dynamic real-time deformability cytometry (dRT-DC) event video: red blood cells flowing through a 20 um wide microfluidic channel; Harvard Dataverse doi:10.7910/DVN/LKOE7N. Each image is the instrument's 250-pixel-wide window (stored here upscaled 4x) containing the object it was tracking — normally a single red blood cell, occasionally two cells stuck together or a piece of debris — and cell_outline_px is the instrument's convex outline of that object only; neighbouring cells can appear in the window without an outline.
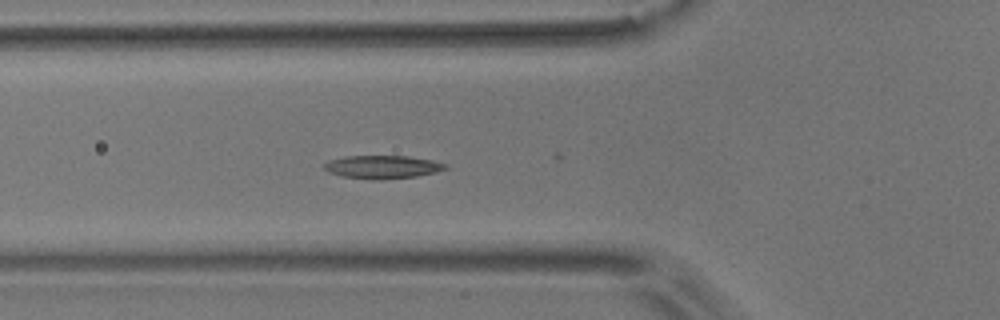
{"species": "common noctule bat (a hibernating species)", "species_latin": "Nyctalus noctula", "temperature_condition": "room temperature", "stored_images_in_passage": 22, "camera_frame_rate_fps": 3000, "um_per_image_px": 0.085, "animal": {"sex": "male", "body_mass_g": 17.9}, "frame": {"image": 1, "passage_image": 2, "time_ms": 0.333, "image_size_px": [1000, 320], "cell_outline_px": [[448, 168], [436, 172], [416, 176], [380, 180], [376, 180], [344, 176], [328, 172], [324, 168], [324, 164], [328, 160], [344, 156], [408, 156], [432, 160], [448, 164]], "centroid_in_image_um": [32.52, 14.18], "position_along_channel_um": 93.3, "area_um2": 16.36}}
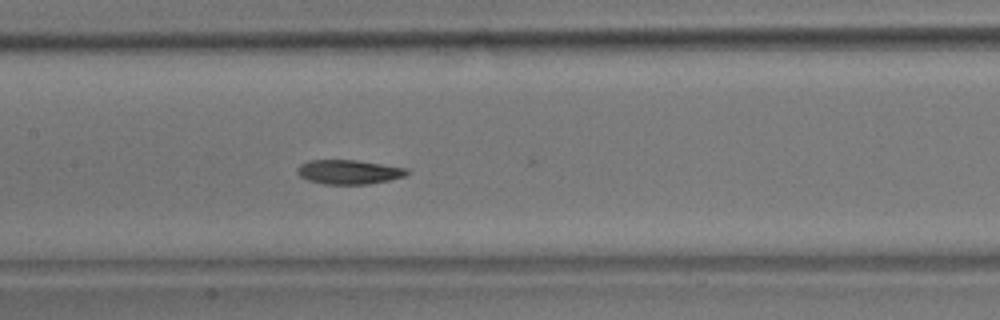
{"frame": {"image": 2, "passage_image": 9, "time_ms": 2.667, "image_size_px": [1000, 320], "cell_outline_px": [[412, 172], [404, 176], [388, 180], [368, 184], [324, 184], [308, 180], [300, 176], [296, 172], [296, 168], [300, 164], [308, 160], [356, 160], [408, 168]], "centroid_in_image_um": [29.65, 14.61], "position_along_channel_um": 177.8, "area_um2": 15.61}}
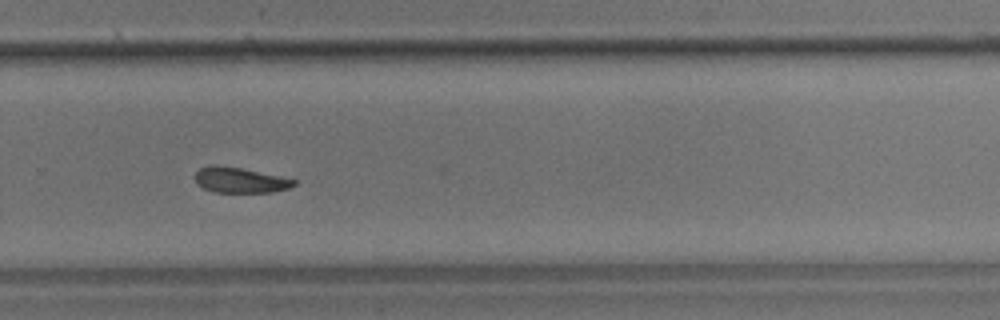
{"frame": {"image": 3, "passage_image": 20, "time_ms": 6.333, "image_size_px": [1000, 320], "cell_outline_px": [[296, 184], [288, 188], [272, 192], [212, 192], [196, 184], [196, 172], [200, 168], [208, 164], [216, 164], [240, 168], [280, 176], [296, 180]], "centroid_in_image_um": [20.36, 15.3], "position_along_channel_um": 309.4, "area_um2": 14.62}}